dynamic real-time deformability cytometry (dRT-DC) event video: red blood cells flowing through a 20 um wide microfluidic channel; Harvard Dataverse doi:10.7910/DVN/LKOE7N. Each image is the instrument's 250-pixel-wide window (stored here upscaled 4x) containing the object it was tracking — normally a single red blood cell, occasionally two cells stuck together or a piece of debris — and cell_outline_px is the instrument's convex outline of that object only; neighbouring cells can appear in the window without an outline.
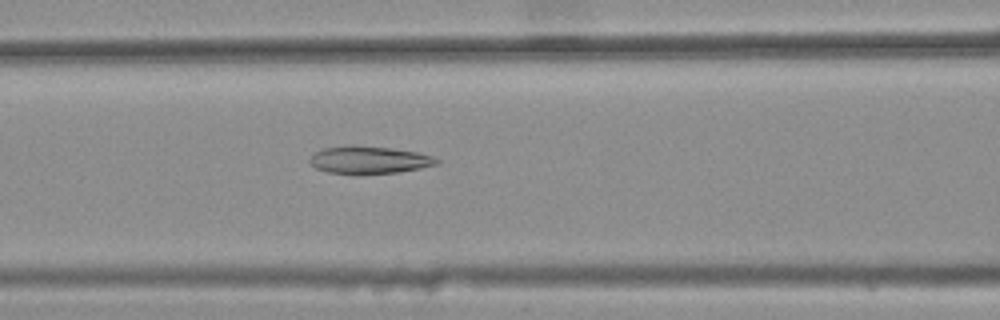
{"species": "common noctule bat (a hibernating species)", "species_latin": "Nyctalus noctula", "temperature_condition": "warm", "stored_images_in_passage": 46, "camera_frame_rate_fps": 3000, "um_per_image_px": 0.085, "animal": {"sex": "female", "body_mass_g": 25.1}, "frame": {"image": 1, "passage_image": 22, "time_ms": 7.0, "image_size_px": [1000, 320], "cell_outline_px": [[440, 160], [436, 164], [420, 168], [396, 172], [360, 176], [356, 176], [328, 172], [316, 168], [308, 160], [316, 152], [324, 148], [352, 144], [388, 148], [416, 152], [432, 156]], "centroid_in_image_um": [31.33, 13.61], "position_along_channel_um": 135.3, "area_um2": 20.63}}
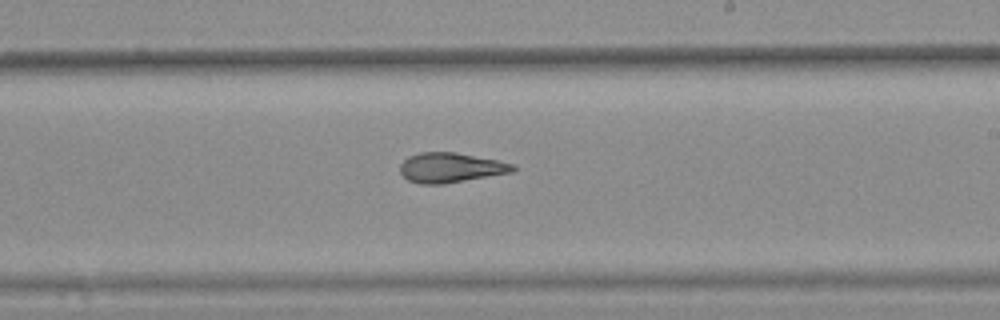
{"frame": {"image": 2, "passage_image": 31, "time_ms": 10.0, "image_size_px": [1000, 320], "cell_outline_px": [[516, 168], [512, 172], [444, 184], [420, 184], [408, 180], [400, 172], [400, 164], [408, 156], [420, 152], [456, 152], [516, 164]], "centroid_in_image_um": [38.29, 14.25], "position_along_channel_um": 250.7, "area_um2": 19.59}}
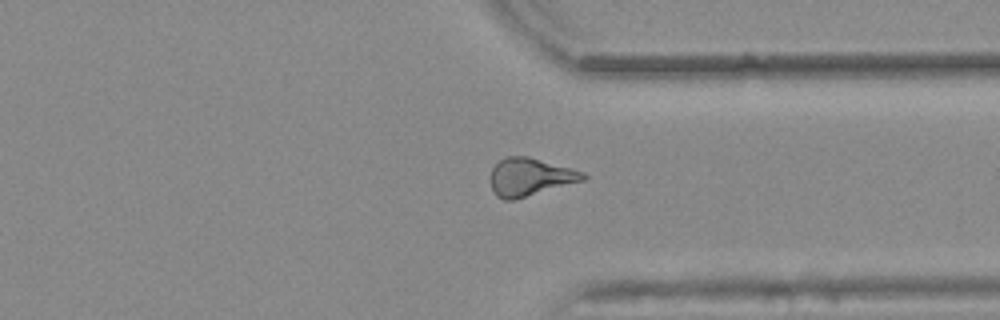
{"frame": {"image": 3, "passage_image": 40, "time_ms": 13.0, "image_size_px": [1000, 320], "cell_outline_px": [[588, 176], [584, 180], [512, 200], [504, 200], [496, 196], [492, 188], [492, 168], [504, 156], [528, 156], [572, 168], [584, 172]], "centroid_in_image_um": [45.06, 15.03], "position_along_channel_um": 366.3, "area_um2": 20.17}, "authors_computed_cell_mechanics": {"area_um2": 20.1722, "velocity_mm_per_s": 3.8551, "shape_relaxation_time_tau1_ms": null, "shape_relaxation_time_tau2_ms": 3.2615, "deformation_change_tau1": null, "deformation_change_tau2": 0.1392}}